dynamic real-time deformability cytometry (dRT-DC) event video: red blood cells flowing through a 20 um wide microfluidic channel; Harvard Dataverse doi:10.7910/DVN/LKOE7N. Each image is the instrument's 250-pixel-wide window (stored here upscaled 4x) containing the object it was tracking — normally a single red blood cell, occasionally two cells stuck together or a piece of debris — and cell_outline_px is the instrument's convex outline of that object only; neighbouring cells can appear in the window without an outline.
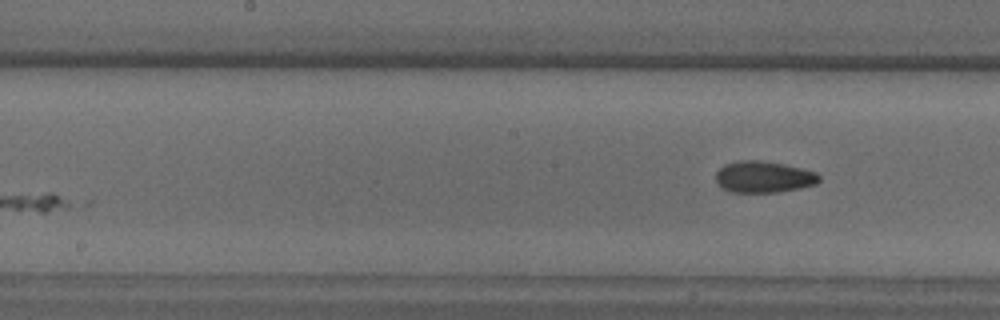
{"species": "common noctule bat (a hibernating species)", "species_latin": "Nyctalus noctula", "temperature_condition": "warm", "stored_images_in_passage": 9, "camera_frame_rate_fps": 3000, "um_per_image_px": 0.085, "animal": {"sex": "male", "body_mass_g": 18.8}, "frame": {"image": 1, "passage_image": 9, "time_ms": 2.667, "image_size_px": [1000, 320], "cell_outline_px": [[820, 180], [816, 184], [800, 188], [776, 192], [732, 192], [720, 188], [716, 180], [716, 172], [724, 164], [740, 160], [760, 160], [784, 164], [816, 172], [820, 176]], "centroid_in_image_um": [64.89, 15.03], "position_along_channel_um": 183.3, "area_um2": 19.02}}